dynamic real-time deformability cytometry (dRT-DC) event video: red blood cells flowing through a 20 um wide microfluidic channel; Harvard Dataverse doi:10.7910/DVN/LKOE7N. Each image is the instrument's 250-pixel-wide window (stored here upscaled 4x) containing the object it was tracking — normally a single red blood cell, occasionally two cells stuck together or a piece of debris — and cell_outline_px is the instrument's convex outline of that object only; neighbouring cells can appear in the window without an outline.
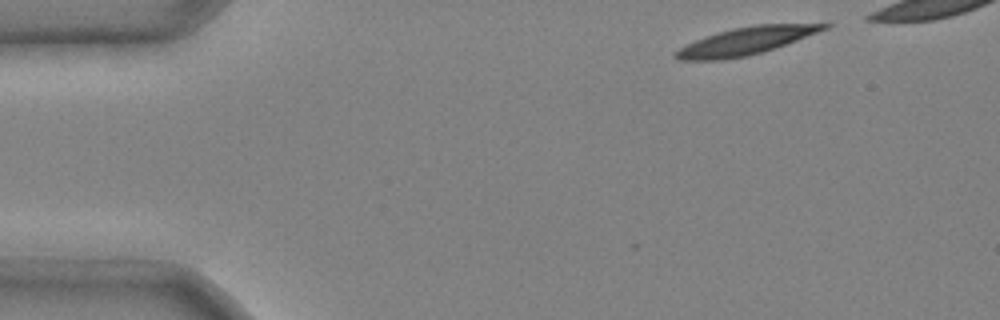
{"species": "common noctule bat (a hibernating species)", "species_latin": "Nyctalus noctula", "temperature_condition": "cold", "stored_images_in_passage": 4, "camera_frame_rate_fps": 3000, "um_per_image_px": 0.085, "animal": {"sex": "male", "body_mass_g": 20.4}, "frame": {"image": 1, "passage_image": 1, "time_ms": 0.0, "image_size_px": [1000, 320], "cell_outline_px": [[832, 24], [828, 28], [796, 40], [748, 56], [720, 60], [680, 60], [672, 56], [672, 52], [696, 40], [732, 28], [756, 24]], "centroid_in_image_um": [63.33, 3.49], "position_along_channel_um": 21.7, "area_um2": 23.18}}
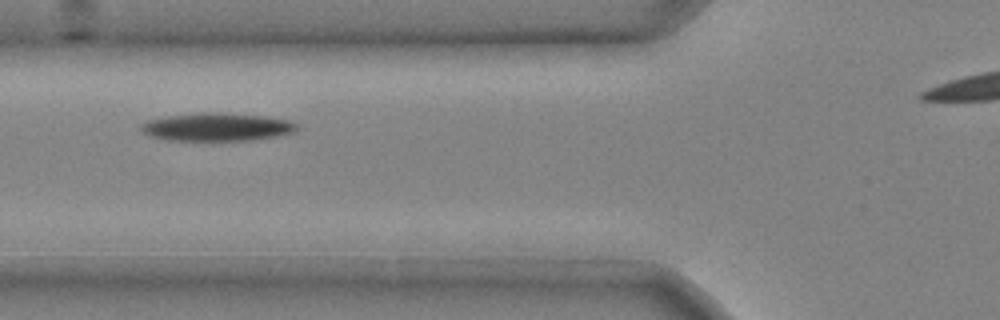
{"frame": {"image": 2, "passage_image": 4, "time_ms": 1.0, "image_size_px": [1000, 320], "cell_outline_px": [[296, 132], [276, 136], [252, 140], [164, 140], [148, 136], [140, 128], [140, 124], [148, 120], [168, 116], [204, 112], [212, 112], [264, 116], [288, 120], [296, 124]], "centroid_in_image_um": [18.4, 10.8], "position_along_channel_um": 107.4, "area_um2": 25.32}}